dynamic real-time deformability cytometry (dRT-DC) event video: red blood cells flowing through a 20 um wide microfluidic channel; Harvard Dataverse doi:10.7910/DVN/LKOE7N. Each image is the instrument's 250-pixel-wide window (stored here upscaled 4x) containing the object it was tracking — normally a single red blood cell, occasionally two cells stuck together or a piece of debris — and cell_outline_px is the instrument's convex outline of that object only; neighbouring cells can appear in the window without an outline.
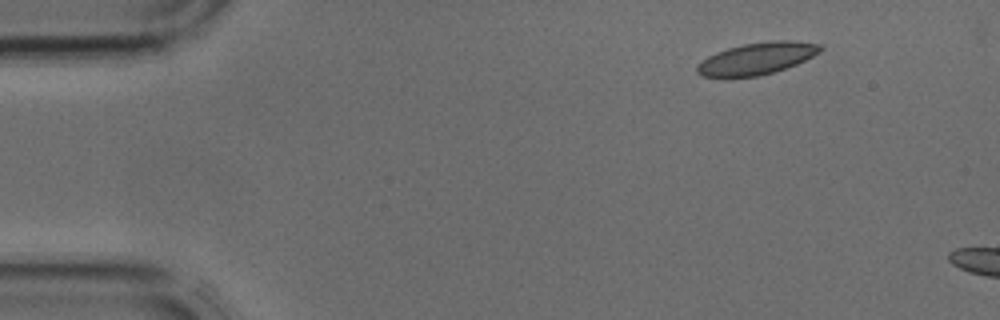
{"species": "common noctule bat (a hibernating species)", "species_latin": "Nyctalus noctula", "temperature_condition": "cold", "stored_images_in_passage": 2, "camera_frame_rate_fps": 3000, "um_per_image_px": 0.085, "animal": {"sex": "male", "body_mass_g": 17.9, "forearm_length_mm": 54.2}, "frame": {"image": 1, "passage_image": 1, "time_ms": 0.0, "image_size_px": [1000, 320], "cell_outline_px": [[824, 48], [820, 52], [796, 64], [772, 72], [756, 76], [700, 76], [696, 72], [696, 68], [708, 56], [716, 52], [728, 48], [744, 44], [772, 40], [788, 40], [820, 44]], "centroid_in_image_um": [64.36, 4.95], "position_along_channel_um": 20.6, "area_um2": 22.43}}